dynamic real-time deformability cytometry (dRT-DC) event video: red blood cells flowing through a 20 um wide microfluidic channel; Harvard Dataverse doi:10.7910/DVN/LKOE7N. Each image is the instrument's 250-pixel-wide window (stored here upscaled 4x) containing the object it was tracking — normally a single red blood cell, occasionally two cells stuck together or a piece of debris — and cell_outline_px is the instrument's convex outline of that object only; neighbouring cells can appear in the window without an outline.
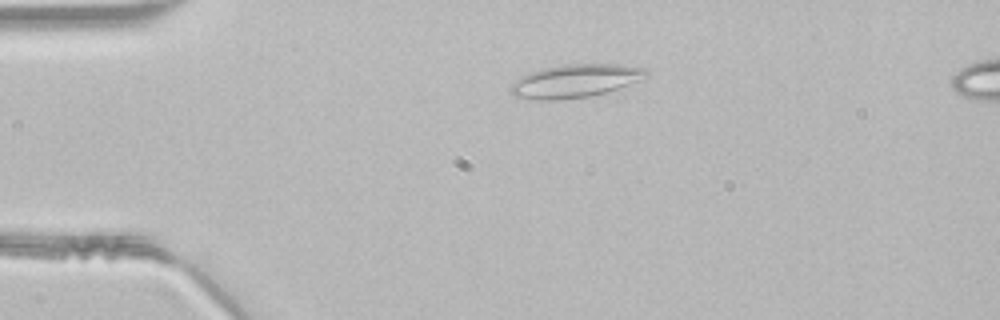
{"species": "common noctule bat (a hibernating species)", "species_latin": "Nyctalus noctula", "temperature_condition": "room temperature", "stored_images_in_passage": 39, "segment_of_instrument_passage": [1, 2], "camera_frame_rate_fps": 3000, "um_per_image_px": 0.085, "animal": {"sex": "male", "body_mass_g": 21.5, "forearm_length_mm": 52.0}, "frame": {"image": 1, "passage_image": 2, "time_ms": 0.333, "image_size_px": [1000, 320], "cell_outline_px": [[648, 76], [616, 88], [604, 92], [588, 96], [556, 100], [536, 100], [512, 96], [508, 92], [508, 88], [520, 76], [528, 72], [544, 68], [564, 64], [616, 64], [644, 68], [648, 72]], "centroid_in_image_um": [48.78, 6.88], "position_along_channel_um": 36.2, "area_um2": 26.01}}
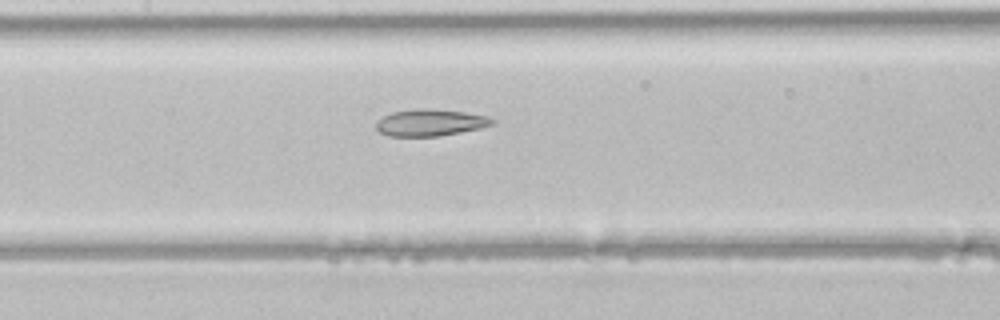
{"frame": {"image": 2, "passage_image": 14, "time_ms": 4.333, "image_size_px": [1000, 320], "cell_outline_px": [[496, 124], [480, 128], [440, 136], [388, 136], [380, 132], [376, 128], [376, 120], [392, 112], [420, 108], [432, 108], [464, 112], [488, 116], [496, 120]], "centroid_in_image_um": [36.59, 10.41], "position_along_channel_um": 170.8, "area_um2": 18.26}}
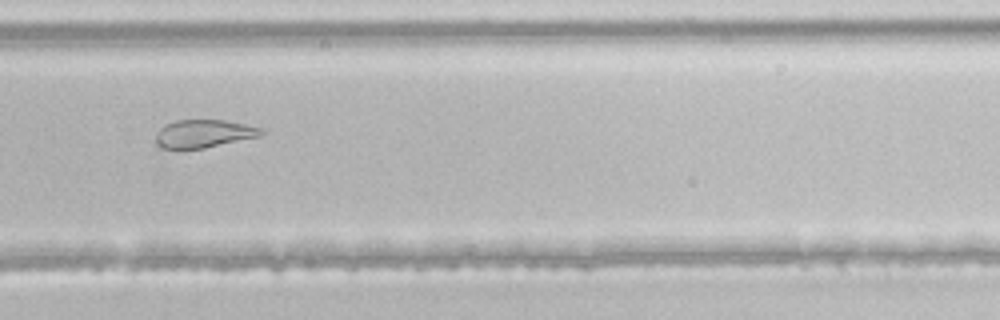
{"frame": {"image": 3, "passage_image": 24, "time_ms": 7.667, "image_size_px": [1000, 320], "cell_outline_px": [[264, 132], [260, 136], [204, 148], [164, 148], [156, 144], [156, 132], [160, 128], [176, 120], [224, 120], [264, 128]], "centroid_in_image_um": [17.34, 11.35], "position_along_channel_um": 312.5, "area_um2": 16.99}}